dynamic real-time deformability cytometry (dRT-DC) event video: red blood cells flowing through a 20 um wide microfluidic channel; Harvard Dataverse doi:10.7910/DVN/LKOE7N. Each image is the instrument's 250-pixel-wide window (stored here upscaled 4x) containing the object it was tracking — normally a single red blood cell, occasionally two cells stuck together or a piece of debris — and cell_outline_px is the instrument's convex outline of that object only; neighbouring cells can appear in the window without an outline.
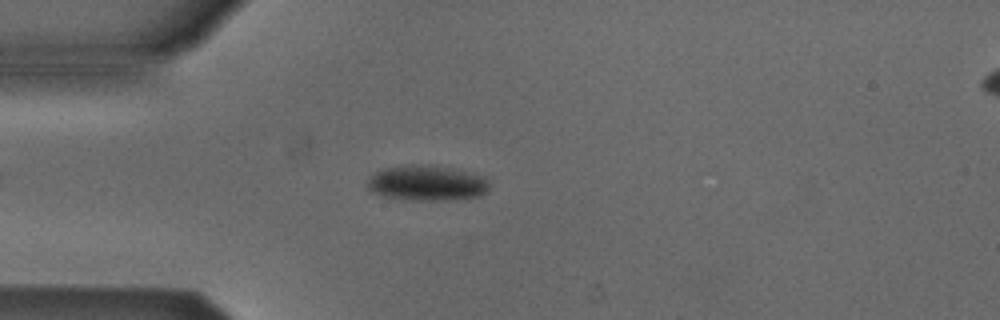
{"species": "Egyptian fruit bat (a non-hibernating species)", "species_latin": "Rousettus aegyptiacus", "temperature_condition": "cold", "stored_images_in_passage": 4, "camera_frame_rate_fps": 3000, "um_per_image_px": 0.085, "animal": {"sex": "male"}, "frame": {"image": 1, "passage_image": 3, "time_ms": 2.667, "image_size_px": [1000, 320], "cell_outline_px": [[488, 192], [480, 196], [448, 200], [412, 200], [384, 196], [372, 192], [368, 188], [368, 176], [384, 168], [404, 164], [420, 164], [444, 168], [484, 176], [488, 180]], "centroid_in_image_um": [36.25, 15.57], "position_along_channel_um": 48.8, "area_um2": 24.91}}